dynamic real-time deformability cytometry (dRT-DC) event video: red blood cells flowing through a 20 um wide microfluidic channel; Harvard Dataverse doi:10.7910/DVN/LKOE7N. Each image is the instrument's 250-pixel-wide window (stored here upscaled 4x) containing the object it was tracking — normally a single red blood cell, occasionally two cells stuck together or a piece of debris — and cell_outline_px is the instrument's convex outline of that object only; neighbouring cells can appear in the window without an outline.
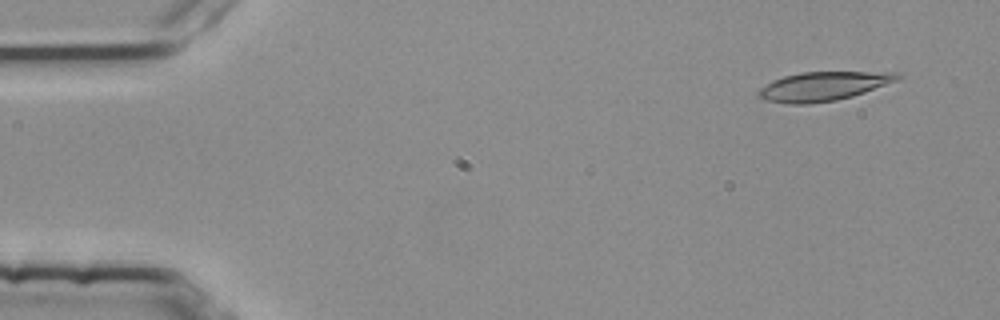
{"species": "common noctule bat (a hibernating species)", "species_latin": "Nyctalus noctula", "temperature_condition": "room temperature", "stored_images_in_passage": 3, "camera_frame_rate_fps": 3000, "um_per_image_px": 0.085, "animal": {"sex": "female", "body_mass_g": 25.1}, "frame": {"image": 1, "passage_image": 1, "time_ms": 0.0, "image_size_px": [1000, 320], "cell_outline_px": [[904, 76], [900, 80], [852, 96], [836, 100], [808, 104], [788, 104], [764, 100], [756, 96], [756, 92], [760, 88], [772, 80], [784, 76], [800, 72], [900, 72]], "centroid_in_image_um": [69.98, 7.33], "position_along_channel_um": 15.0, "area_um2": 23.76}}
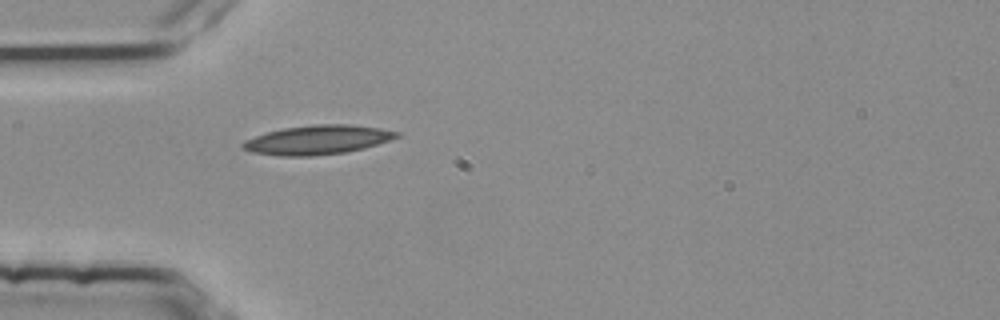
{"frame": {"image": 2, "passage_image": 3, "time_ms": 0.667, "image_size_px": [1000, 320], "cell_outline_px": [[400, 136], [364, 148], [344, 152], [312, 156], [280, 156], [252, 152], [240, 148], [240, 144], [244, 140], [268, 132], [284, 128], [312, 124], [352, 124], [380, 128], [400, 132]], "centroid_in_image_um": [26.96, 11.88], "position_along_channel_um": 58.0, "area_um2": 26.13}}